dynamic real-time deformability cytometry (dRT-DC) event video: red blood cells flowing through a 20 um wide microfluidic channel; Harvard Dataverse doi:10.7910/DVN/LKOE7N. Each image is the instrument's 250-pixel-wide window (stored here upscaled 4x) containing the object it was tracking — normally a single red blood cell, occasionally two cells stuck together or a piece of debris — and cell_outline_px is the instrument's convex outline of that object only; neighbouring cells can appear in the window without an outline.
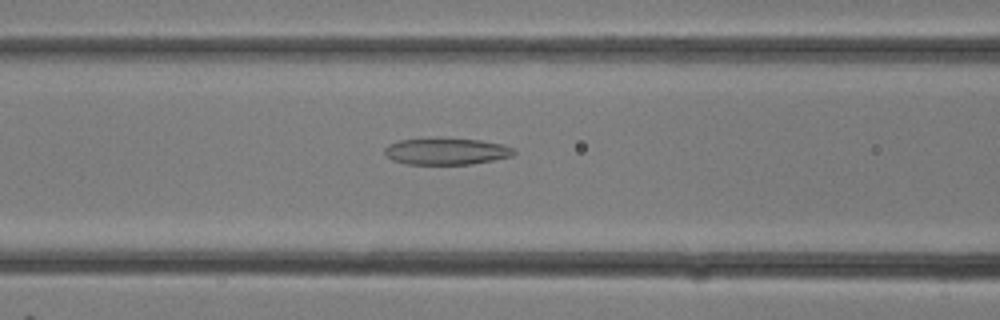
{"species": "common noctule bat (a hibernating species)", "species_latin": "Nyctalus noctula", "temperature_condition": "room temperature", "stored_images_in_passage": 18, "camera_frame_rate_fps": 3000, "um_per_image_px": 0.085, "animal": {"sex": "female"}, "frame": {"image": 1, "passage_image": 9, "time_ms": 2.667, "image_size_px": [1000, 320], "cell_outline_px": [[516, 152], [512, 156], [472, 164], [408, 164], [392, 160], [384, 152], [384, 148], [388, 144], [400, 140], [480, 140], [504, 144], [512, 148]], "centroid_in_image_um": [37.96, 12.89], "position_along_channel_um": 128.6, "area_um2": 19.42}}
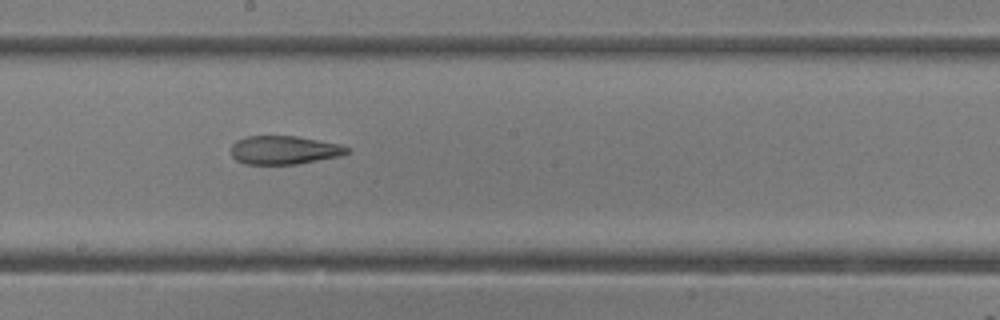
{"frame": {"image": 2, "passage_image": 13, "time_ms": 4.0, "image_size_px": [1000, 320], "cell_outline_px": [[352, 152], [340, 156], [296, 164], [244, 164], [236, 160], [232, 156], [232, 144], [236, 140], [248, 136], [296, 136], [340, 144], [348, 148]], "centroid_in_image_um": [24.16, 12.75], "position_along_channel_um": 224.0, "area_um2": 19.25}}
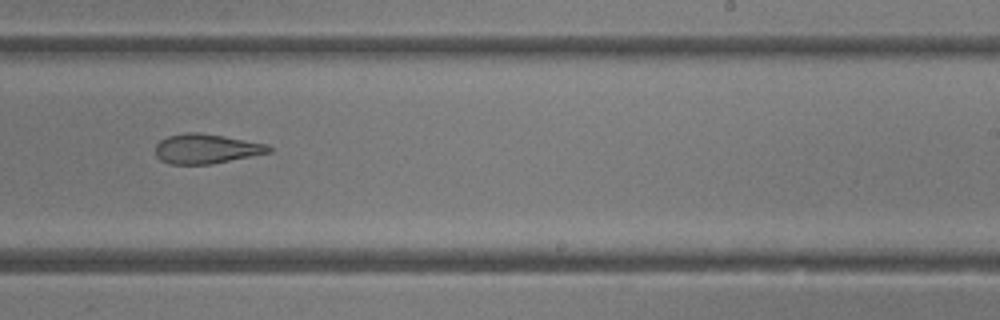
{"frame": {"image": 3, "passage_image": 15, "time_ms": 4.667, "image_size_px": [1000, 320], "cell_outline_px": [[272, 152], [212, 164], [168, 164], [160, 160], [156, 156], [156, 144], [160, 140], [168, 136], [188, 132], [200, 132], [224, 136], [268, 144], [272, 148]], "centroid_in_image_um": [17.53, 12.65], "position_along_channel_um": 271.5, "area_um2": 19.71}}